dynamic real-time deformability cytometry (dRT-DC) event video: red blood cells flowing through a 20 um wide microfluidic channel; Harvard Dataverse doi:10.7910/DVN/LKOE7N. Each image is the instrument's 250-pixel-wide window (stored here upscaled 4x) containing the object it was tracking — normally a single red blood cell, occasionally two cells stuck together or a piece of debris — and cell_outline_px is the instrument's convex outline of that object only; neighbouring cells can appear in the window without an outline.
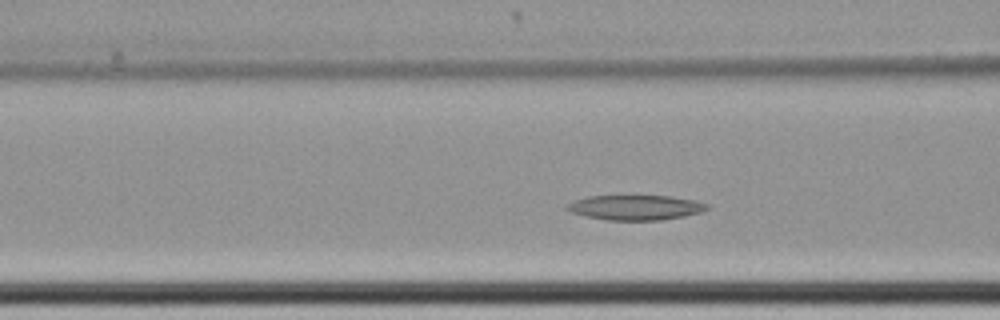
{"species": "common noctule bat (a hibernating species)", "species_latin": "Nyctalus noctula", "temperature_condition": "cold", "stored_images_in_passage": 59, "camera_frame_rate_fps": 3000, "um_per_image_px": 0.085, "animal": {"sex": "female", "body_mass_g": 22.7, "forearm_length_mm": 54.2}, "frame": {"image": 1, "passage_image": 22, "time_ms": 7.0, "image_size_px": [1000, 320], "cell_outline_px": [[708, 208], [700, 212], [684, 216], [660, 220], [608, 220], [584, 216], [572, 212], [564, 208], [568, 204], [576, 200], [588, 196], [672, 196], [696, 200], [708, 204]], "centroid_in_image_um": [54.03, 17.63], "position_along_channel_um": 112.6, "area_um2": 20.23}}
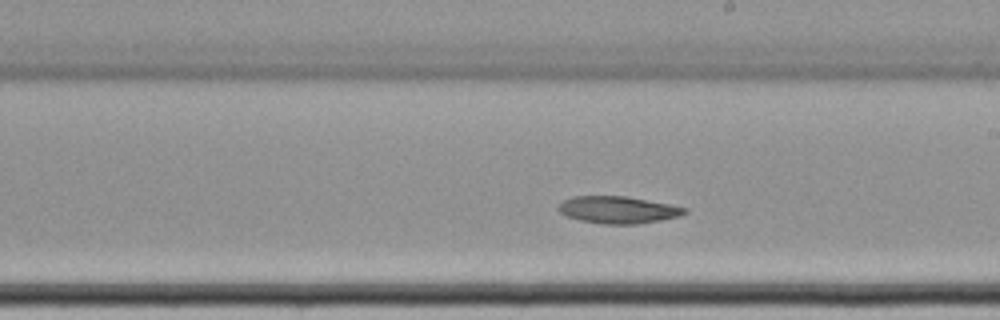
{"frame": {"image": 2, "passage_image": 33, "time_ms": 10.667, "image_size_px": [1000, 320], "cell_outline_px": [[688, 212], [680, 216], [660, 220], [636, 224], [604, 224], [580, 220], [568, 216], [560, 212], [556, 208], [564, 200], [572, 196], [628, 196], [688, 208]], "centroid_in_image_um": [52.54, 17.83], "position_along_channel_um": 236.5, "area_um2": 19.88}}
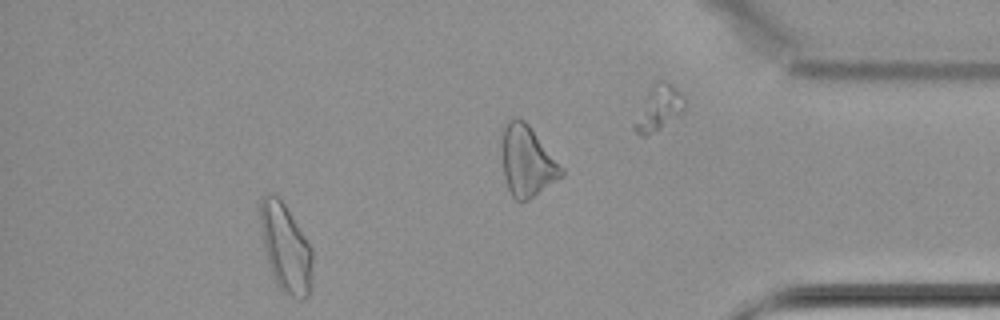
{"frame": {"image": 3, "passage_image": 53, "time_ms": 17.333, "image_size_px": [1000, 320], "cell_outline_px": [[312, 264], [308, 296], [304, 300], [300, 300], [288, 296], [280, 288], [272, 272], [268, 260], [264, 244], [260, 224], [260, 200], [264, 196], [276, 196], [284, 204], [312, 248]], "centroid_in_image_um": [24.3, 21.11], "position_along_channel_um": 410.9, "area_um2": 26.01}}